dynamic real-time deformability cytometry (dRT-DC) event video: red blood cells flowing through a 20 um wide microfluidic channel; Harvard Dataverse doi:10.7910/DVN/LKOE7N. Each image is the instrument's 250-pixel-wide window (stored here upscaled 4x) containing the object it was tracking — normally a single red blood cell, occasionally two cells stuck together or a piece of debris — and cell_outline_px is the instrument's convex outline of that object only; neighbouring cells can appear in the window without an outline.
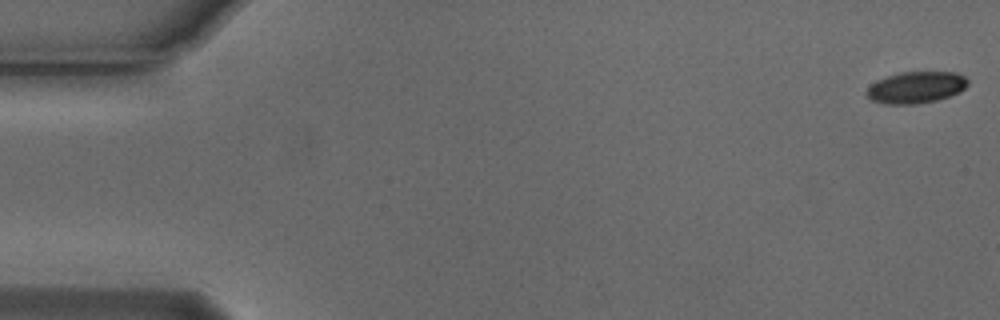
{"species": "Egyptian fruit bat (a non-hibernating species)", "species_latin": "Rousettus aegyptiacus", "temperature_condition": "cold", "stored_images_in_passage": 8, "camera_frame_rate_fps": 3000, "um_per_image_px": 0.085, "animal": {"sex": "male"}, "frame": {"image": 1, "passage_image": 1, "time_ms": 0.0, "image_size_px": [1000, 320], "cell_outline_px": [[968, 84], [960, 92], [936, 100], [916, 104], [884, 104], [872, 100], [864, 92], [876, 80], [900, 72], [956, 72], [964, 76], [968, 80]], "centroid_in_image_um": [77.85, 7.43], "position_along_channel_um": 7.1, "area_um2": 18.61}}